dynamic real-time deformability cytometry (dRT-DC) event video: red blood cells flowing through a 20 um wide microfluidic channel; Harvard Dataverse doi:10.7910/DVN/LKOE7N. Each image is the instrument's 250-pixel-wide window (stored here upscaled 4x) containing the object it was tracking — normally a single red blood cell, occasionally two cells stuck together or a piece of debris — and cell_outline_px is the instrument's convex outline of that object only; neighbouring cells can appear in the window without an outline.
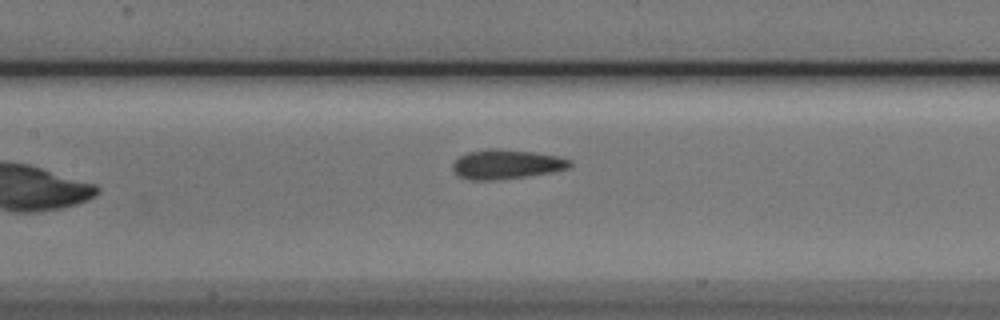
{"species": "Egyptian fruit bat (a non-hibernating species)", "species_latin": "Rousettus aegyptiacus", "temperature_condition": "cold", "stored_images_in_passage": 8, "camera_frame_rate_fps": 3000, "um_per_image_px": 0.085, "animal": {"sex": "male"}, "frame": {"image": 1, "passage_image": 7, "time_ms": 2.0, "image_size_px": [1000, 320], "cell_outline_px": [[572, 164], [568, 168], [548, 172], [524, 176], [492, 180], [472, 180], [460, 176], [452, 168], [452, 164], [460, 156], [468, 152], [488, 148], [496, 148], [532, 152], [556, 156], [572, 160]], "centroid_in_image_um": [43.02, 13.95], "position_along_channel_um": 164.4, "area_um2": 19.71}}